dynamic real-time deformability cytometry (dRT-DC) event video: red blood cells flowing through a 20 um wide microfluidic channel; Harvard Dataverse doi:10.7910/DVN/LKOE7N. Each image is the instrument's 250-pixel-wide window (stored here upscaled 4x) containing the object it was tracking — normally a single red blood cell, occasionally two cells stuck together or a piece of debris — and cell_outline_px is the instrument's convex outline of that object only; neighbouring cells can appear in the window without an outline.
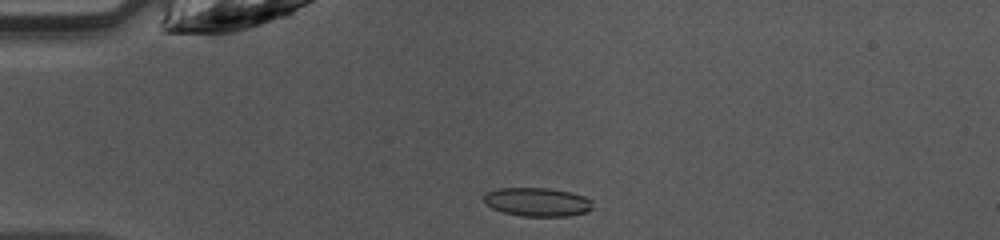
{"species": "common noctule bat (a hibernating species)", "species_latin": "Nyctalus noctula", "temperature_condition": "warm", "stored_images_in_passage": 37, "camera_frame_rate_fps": 3000, "um_per_image_px": 0.085, "animal": {"sex": "female", "body_mass_g": 10.0, "forearm_length_mm": 53.1}, "frame": {"image": 1, "passage_image": 1, "time_ms": 0.0, "image_size_px": [1000, 240], "cell_outline_px": [[592, 208], [588, 212], [568, 216], [524, 216], [504, 212], [492, 208], [484, 200], [484, 196], [488, 192], [500, 188], [552, 188], [584, 196], [592, 200]], "centroid_in_image_um": [45.72, 17.17], "position_along_channel_um": 39.3, "area_um2": 18.03}}
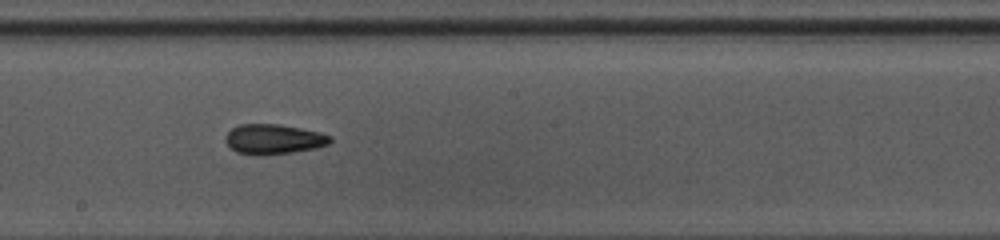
{"frame": {"image": 2, "passage_image": 16, "time_ms": 5.0, "image_size_px": [1000, 240], "cell_outline_px": [[332, 140], [328, 144], [316, 148], [292, 152], [236, 152], [224, 140], [228, 132], [232, 128], [240, 124], [276, 124], [300, 128], [320, 132], [332, 136]], "centroid_in_image_um": [23.31, 11.78], "position_along_channel_um": 224.9, "area_um2": 17.46}}
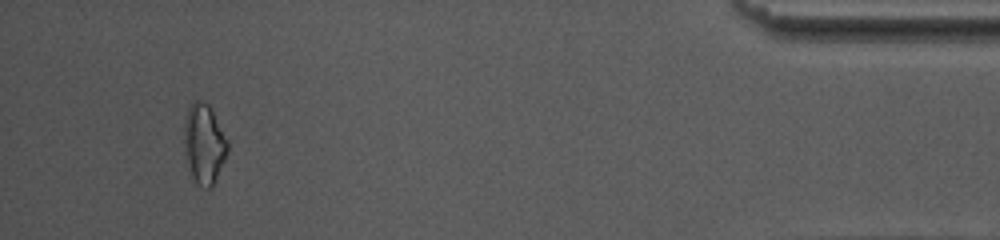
{"frame": {"image": 3, "passage_image": 34, "time_ms": 11.0, "image_size_px": [1000, 240], "cell_outline_px": [[228, 152], [212, 188], [204, 188], [192, 176], [184, 152], [184, 120], [188, 108], [192, 100], [200, 100], [208, 104], [212, 108], [228, 140]], "centroid_in_image_um": [17.35, 12.18], "position_along_channel_um": 417.8, "area_um2": 20.4}, "authors_computed_cell_mechanics": {"area_um2": 18.0914, "velocity_mm_per_s": 4.2601, "shape_relaxation_time_tau1_ms": null, "shape_relaxation_time_tau2_ms": 2.7021, "deformation_change_tau1": null, "deformation_change_tau2": 0.1084}}